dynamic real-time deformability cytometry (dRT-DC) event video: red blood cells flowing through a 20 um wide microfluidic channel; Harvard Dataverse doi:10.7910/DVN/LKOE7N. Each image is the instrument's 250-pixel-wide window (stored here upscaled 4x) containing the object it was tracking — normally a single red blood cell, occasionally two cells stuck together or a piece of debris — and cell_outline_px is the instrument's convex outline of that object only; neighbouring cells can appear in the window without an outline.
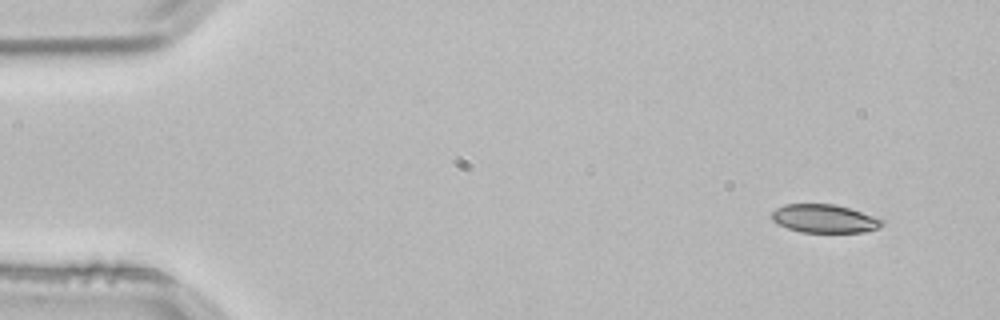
{"species": "common noctule bat (a hibernating species)", "species_latin": "Nyctalus noctula", "temperature_condition": "room temperature", "stored_images_in_passage": 12, "camera_frame_rate_fps": 3000, "um_per_image_px": 0.085, "animal": {"sex": "male", "body_mass_g": 21.5, "forearm_length_mm": 52.0}, "frame": {"image": 1, "passage_image": 1, "time_ms": 0.0, "image_size_px": [1000, 320], "cell_outline_px": [[884, 224], [880, 228], [864, 232], [800, 232], [776, 224], [772, 220], [772, 212], [776, 208], [784, 204], [836, 204], [884, 220]], "centroid_in_image_um": [70.05, 18.59], "position_along_channel_um": 14.9, "area_um2": 18.21}}